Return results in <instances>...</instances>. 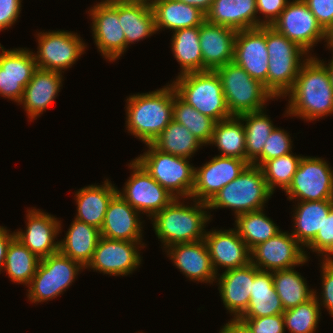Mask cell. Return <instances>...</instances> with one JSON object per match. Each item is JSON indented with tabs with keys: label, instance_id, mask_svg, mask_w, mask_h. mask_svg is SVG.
Returning a JSON list of instances; mask_svg holds the SVG:
<instances>
[{
	"label": "cell",
	"instance_id": "cell-29",
	"mask_svg": "<svg viewBox=\"0 0 333 333\" xmlns=\"http://www.w3.org/2000/svg\"><path fill=\"white\" fill-rule=\"evenodd\" d=\"M332 207L333 199L297 201L291 234L304 248L316 237Z\"/></svg>",
	"mask_w": 333,
	"mask_h": 333
},
{
	"label": "cell",
	"instance_id": "cell-22",
	"mask_svg": "<svg viewBox=\"0 0 333 333\" xmlns=\"http://www.w3.org/2000/svg\"><path fill=\"white\" fill-rule=\"evenodd\" d=\"M163 250L190 281L210 284L216 281L217 274L204 240L175 244Z\"/></svg>",
	"mask_w": 333,
	"mask_h": 333
},
{
	"label": "cell",
	"instance_id": "cell-50",
	"mask_svg": "<svg viewBox=\"0 0 333 333\" xmlns=\"http://www.w3.org/2000/svg\"><path fill=\"white\" fill-rule=\"evenodd\" d=\"M22 0H0V31L11 28L21 13Z\"/></svg>",
	"mask_w": 333,
	"mask_h": 333
},
{
	"label": "cell",
	"instance_id": "cell-18",
	"mask_svg": "<svg viewBox=\"0 0 333 333\" xmlns=\"http://www.w3.org/2000/svg\"><path fill=\"white\" fill-rule=\"evenodd\" d=\"M249 165L246 160L215 155L200 167H195L191 198L208 203L224 186L235 180Z\"/></svg>",
	"mask_w": 333,
	"mask_h": 333
},
{
	"label": "cell",
	"instance_id": "cell-11",
	"mask_svg": "<svg viewBox=\"0 0 333 333\" xmlns=\"http://www.w3.org/2000/svg\"><path fill=\"white\" fill-rule=\"evenodd\" d=\"M285 193L293 202L333 199V167L324 158L303 155Z\"/></svg>",
	"mask_w": 333,
	"mask_h": 333
},
{
	"label": "cell",
	"instance_id": "cell-30",
	"mask_svg": "<svg viewBox=\"0 0 333 333\" xmlns=\"http://www.w3.org/2000/svg\"><path fill=\"white\" fill-rule=\"evenodd\" d=\"M151 7L157 32L165 28L173 32L200 26L206 20V14L200 9L175 0H157Z\"/></svg>",
	"mask_w": 333,
	"mask_h": 333
},
{
	"label": "cell",
	"instance_id": "cell-53",
	"mask_svg": "<svg viewBox=\"0 0 333 333\" xmlns=\"http://www.w3.org/2000/svg\"><path fill=\"white\" fill-rule=\"evenodd\" d=\"M175 1L183 2L187 5L196 7L206 14L211 8V5L213 4L214 0H175Z\"/></svg>",
	"mask_w": 333,
	"mask_h": 333
},
{
	"label": "cell",
	"instance_id": "cell-23",
	"mask_svg": "<svg viewBox=\"0 0 333 333\" xmlns=\"http://www.w3.org/2000/svg\"><path fill=\"white\" fill-rule=\"evenodd\" d=\"M140 213L126 202L117 192L110 200L101 236L111 240L142 242L143 222Z\"/></svg>",
	"mask_w": 333,
	"mask_h": 333
},
{
	"label": "cell",
	"instance_id": "cell-8",
	"mask_svg": "<svg viewBox=\"0 0 333 333\" xmlns=\"http://www.w3.org/2000/svg\"><path fill=\"white\" fill-rule=\"evenodd\" d=\"M214 71L220 78L226 103L232 116L265 110L266 103L275 99L264 84L253 79L234 62L227 63Z\"/></svg>",
	"mask_w": 333,
	"mask_h": 333
},
{
	"label": "cell",
	"instance_id": "cell-3",
	"mask_svg": "<svg viewBox=\"0 0 333 333\" xmlns=\"http://www.w3.org/2000/svg\"><path fill=\"white\" fill-rule=\"evenodd\" d=\"M184 200L175 198L151 218L155 234L164 249L175 244L204 240L205 227L212 217L208 205L195 199H191L192 205H187Z\"/></svg>",
	"mask_w": 333,
	"mask_h": 333
},
{
	"label": "cell",
	"instance_id": "cell-28",
	"mask_svg": "<svg viewBox=\"0 0 333 333\" xmlns=\"http://www.w3.org/2000/svg\"><path fill=\"white\" fill-rule=\"evenodd\" d=\"M111 182L108 178L102 185L92 184L78 189L74 194L77 206L74 219L101 229L108 204L118 191Z\"/></svg>",
	"mask_w": 333,
	"mask_h": 333
},
{
	"label": "cell",
	"instance_id": "cell-31",
	"mask_svg": "<svg viewBox=\"0 0 333 333\" xmlns=\"http://www.w3.org/2000/svg\"><path fill=\"white\" fill-rule=\"evenodd\" d=\"M100 237V229L74 219L64 239L59 241V252L86 267Z\"/></svg>",
	"mask_w": 333,
	"mask_h": 333
},
{
	"label": "cell",
	"instance_id": "cell-36",
	"mask_svg": "<svg viewBox=\"0 0 333 333\" xmlns=\"http://www.w3.org/2000/svg\"><path fill=\"white\" fill-rule=\"evenodd\" d=\"M272 275L275 291L284 310L303 304L314 296L315 289H310L306 278L294 268L273 271Z\"/></svg>",
	"mask_w": 333,
	"mask_h": 333
},
{
	"label": "cell",
	"instance_id": "cell-24",
	"mask_svg": "<svg viewBox=\"0 0 333 333\" xmlns=\"http://www.w3.org/2000/svg\"><path fill=\"white\" fill-rule=\"evenodd\" d=\"M236 30L204 21L199 26V42L203 57V71L233 62Z\"/></svg>",
	"mask_w": 333,
	"mask_h": 333
},
{
	"label": "cell",
	"instance_id": "cell-33",
	"mask_svg": "<svg viewBox=\"0 0 333 333\" xmlns=\"http://www.w3.org/2000/svg\"><path fill=\"white\" fill-rule=\"evenodd\" d=\"M119 23L126 37V49L157 33L152 7L144 3L119 2Z\"/></svg>",
	"mask_w": 333,
	"mask_h": 333
},
{
	"label": "cell",
	"instance_id": "cell-9",
	"mask_svg": "<svg viewBox=\"0 0 333 333\" xmlns=\"http://www.w3.org/2000/svg\"><path fill=\"white\" fill-rule=\"evenodd\" d=\"M85 267L60 252L40 259L36 273L30 281L27 298L38 304L61 295L72 285Z\"/></svg>",
	"mask_w": 333,
	"mask_h": 333
},
{
	"label": "cell",
	"instance_id": "cell-40",
	"mask_svg": "<svg viewBox=\"0 0 333 333\" xmlns=\"http://www.w3.org/2000/svg\"><path fill=\"white\" fill-rule=\"evenodd\" d=\"M238 117L245 129L246 161L252 164L262 154L264 144L275 125L266 110L244 113Z\"/></svg>",
	"mask_w": 333,
	"mask_h": 333
},
{
	"label": "cell",
	"instance_id": "cell-16",
	"mask_svg": "<svg viewBox=\"0 0 333 333\" xmlns=\"http://www.w3.org/2000/svg\"><path fill=\"white\" fill-rule=\"evenodd\" d=\"M144 245L143 242L111 240L101 236L85 269L109 276L132 274L142 264L139 248H144Z\"/></svg>",
	"mask_w": 333,
	"mask_h": 333
},
{
	"label": "cell",
	"instance_id": "cell-48",
	"mask_svg": "<svg viewBox=\"0 0 333 333\" xmlns=\"http://www.w3.org/2000/svg\"><path fill=\"white\" fill-rule=\"evenodd\" d=\"M318 24L329 35L333 30V0H303Z\"/></svg>",
	"mask_w": 333,
	"mask_h": 333
},
{
	"label": "cell",
	"instance_id": "cell-44",
	"mask_svg": "<svg viewBox=\"0 0 333 333\" xmlns=\"http://www.w3.org/2000/svg\"><path fill=\"white\" fill-rule=\"evenodd\" d=\"M291 140L289 132L275 126L264 144L262 154L252 164L261 167L270 159L290 154L293 147Z\"/></svg>",
	"mask_w": 333,
	"mask_h": 333
},
{
	"label": "cell",
	"instance_id": "cell-54",
	"mask_svg": "<svg viewBox=\"0 0 333 333\" xmlns=\"http://www.w3.org/2000/svg\"><path fill=\"white\" fill-rule=\"evenodd\" d=\"M320 61L326 66L327 71H328L329 76H330L331 85L333 87V54H332V59L328 63H325V61H323V59L320 60Z\"/></svg>",
	"mask_w": 333,
	"mask_h": 333
},
{
	"label": "cell",
	"instance_id": "cell-10",
	"mask_svg": "<svg viewBox=\"0 0 333 333\" xmlns=\"http://www.w3.org/2000/svg\"><path fill=\"white\" fill-rule=\"evenodd\" d=\"M35 37L38 41V51L33 54L37 67L43 70L64 73L80 59L85 48L87 49L80 35L67 30L42 31Z\"/></svg>",
	"mask_w": 333,
	"mask_h": 333
},
{
	"label": "cell",
	"instance_id": "cell-39",
	"mask_svg": "<svg viewBox=\"0 0 333 333\" xmlns=\"http://www.w3.org/2000/svg\"><path fill=\"white\" fill-rule=\"evenodd\" d=\"M39 262L40 259L14 237L7 248L3 270L12 282L28 286Z\"/></svg>",
	"mask_w": 333,
	"mask_h": 333
},
{
	"label": "cell",
	"instance_id": "cell-32",
	"mask_svg": "<svg viewBox=\"0 0 333 333\" xmlns=\"http://www.w3.org/2000/svg\"><path fill=\"white\" fill-rule=\"evenodd\" d=\"M284 308L273 283L272 272L255 266V277L247 310L240 317H265L283 314Z\"/></svg>",
	"mask_w": 333,
	"mask_h": 333
},
{
	"label": "cell",
	"instance_id": "cell-42",
	"mask_svg": "<svg viewBox=\"0 0 333 333\" xmlns=\"http://www.w3.org/2000/svg\"><path fill=\"white\" fill-rule=\"evenodd\" d=\"M301 158V155L291 152L285 156L270 159L260 167L272 193H275L276 187H280L282 191L288 189Z\"/></svg>",
	"mask_w": 333,
	"mask_h": 333
},
{
	"label": "cell",
	"instance_id": "cell-35",
	"mask_svg": "<svg viewBox=\"0 0 333 333\" xmlns=\"http://www.w3.org/2000/svg\"><path fill=\"white\" fill-rule=\"evenodd\" d=\"M208 145L217 146L222 157L246 160L245 129L238 116L216 122Z\"/></svg>",
	"mask_w": 333,
	"mask_h": 333
},
{
	"label": "cell",
	"instance_id": "cell-21",
	"mask_svg": "<svg viewBox=\"0 0 333 333\" xmlns=\"http://www.w3.org/2000/svg\"><path fill=\"white\" fill-rule=\"evenodd\" d=\"M204 241L216 274L220 267L225 268V272L251 263V250L235 228L229 230L212 228V230L206 231Z\"/></svg>",
	"mask_w": 333,
	"mask_h": 333
},
{
	"label": "cell",
	"instance_id": "cell-15",
	"mask_svg": "<svg viewBox=\"0 0 333 333\" xmlns=\"http://www.w3.org/2000/svg\"><path fill=\"white\" fill-rule=\"evenodd\" d=\"M308 259L305 248L286 231H280L251 250V263L261 271L273 272L303 266Z\"/></svg>",
	"mask_w": 333,
	"mask_h": 333
},
{
	"label": "cell",
	"instance_id": "cell-37",
	"mask_svg": "<svg viewBox=\"0 0 333 333\" xmlns=\"http://www.w3.org/2000/svg\"><path fill=\"white\" fill-rule=\"evenodd\" d=\"M152 144L162 152L188 159L204 146L184 125L174 119Z\"/></svg>",
	"mask_w": 333,
	"mask_h": 333
},
{
	"label": "cell",
	"instance_id": "cell-27",
	"mask_svg": "<svg viewBox=\"0 0 333 333\" xmlns=\"http://www.w3.org/2000/svg\"><path fill=\"white\" fill-rule=\"evenodd\" d=\"M257 0H214L206 13V21L232 28L236 31L259 28Z\"/></svg>",
	"mask_w": 333,
	"mask_h": 333
},
{
	"label": "cell",
	"instance_id": "cell-34",
	"mask_svg": "<svg viewBox=\"0 0 333 333\" xmlns=\"http://www.w3.org/2000/svg\"><path fill=\"white\" fill-rule=\"evenodd\" d=\"M199 39V26L173 32L171 49L181 68L178 76L203 71V57Z\"/></svg>",
	"mask_w": 333,
	"mask_h": 333
},
{
	"label": "cell",
	"instance_id": "cell-5",
	"mask_svg": "<svg viewBox=\"0 0 333 333\" xmlns=\"http://www.w3.org/2000/svg\"><path fill=\"white\" fill-rule=\"evenodd\" d=\"M272 195L262 169L249 164L235 180L216 193L207 205L209 211L231 208L236 218L247 212L265 209V203Z\"/></svg>",
	"mask_w": 333,
	"mask_h": 333
},
{
	"label": "cell",
	"instance_id": "cell-14",
	"mask_svg": "<svg viewBox=\"0 0 333 333\" xmlns=\"http://www.w3.org/2000/svg\"><path fill=\"white\" fill-rule=\"evenodd\" d=\"M279 33L311 54L313 46L325 40L328 49V34L318 24L303 0L289 1L279 18L273 23Z\"/></svg>",
	"mask_w": 333,
	"mask_h": 333
},
{
	"label": "cell",
	"instance_id": "cell-7",
	"mask_svg": "<svg viewBox=\"0 0 333 333\" xmlns=\"http://www.w3.org/2000/svg\"><path fill=\"white\" fill-rule=\"evenodd\" d=\"M135 160L175 198H191L194 187L195 167L190 159L158 150L152 143Z\"/></svg>",
	"mask_w": 333,
	"mask_h": 333
},
{
	"label": "cell",
	"instance_id": "cell-43",
	"mask_svg": "<svg viewBox=\"0 0 333 333\" xmlns=\"http://www.w3.org/2000/svg\"><path fill=\"white\" fill-rule=\"evenodd\" d=\"M321 307L315 296L307 302L284 311L285 329L290 333H315L320 321Z\"/></svg>",
	"mask_w": 333,
	"mask_h": 333
},
{
	"label": "cell",
	"instance_id": "cell-25",
	"mask_svg": "<svg viewBox=\"0 0 333 333\" xmlns=\"http://www.w3.org/2000/svg\"><path fill=\"white\" fill-rule=\"evenodd\" d=\"M254 277L255 266L252 263L217 274L220 297L232 317L239 318L247 310Z\"/></svg>",
	"mask_w": 333,
	"mask_h": 333
},
{
	"label": "cell",
	"instance_id": "cell-20",
	"mask_svg": "<svg viewBox=\"0 0 333 333\" xmlns=\"http://www.w3.org/2000/svg\"><path fill=\"white\" fill-rule=\"evenodd\" d=\"M268 60L266 26L236 32L233 62L267 89Z\"/></svg>",
	"mask_w": 333,
	"mask_h": 333
},
{
	"label": "cell",
	"instance_id": "cell-52",
	"mask_svg": "<svg viewBox=\"0 0 333 333\" xmlns=\"http://www.w3.org/2000/svg\"><path fill=\"white\" fill-rule=\"evenodd\" d=\"M14 237L15 231L10 233L7 227L0 226V273L4 268L7 248Z\"/></svg>",
	"mask_w": 333,
	"mask_h": 333
},
{
	"label": "cell",
	"instance_id": "cell-1",
	"mask_svg": "<svg viewBox=\"0 0 333 333\" xmlns=\"http://www.w3.org/2000/svg\"><path fill=\"white\" fill-rule=\"evenodd\" d=\"M289 98L286 117L316 121L333 114V87L326 66L315 56L302 65Z\"/></svg>",
	"mask_w": 333,
	"mask_h": 333
},
{
	"label": "cell",
	"instance_id": "cell-26",
	"mask_svg": "<svg viewBox=\"0 0 333 333\" xmlns=\"http://www.w3.org/2000/svg\"><path fill=\"white\" fill-rule=\"evenodd\" d=\"M63 75L58 71L37 69L24 89L21 101L29 120H36L53 104L61 90Z\"/></svg>",
	"mask_w": 333,
	"mask_h": 333
},
{
	"label": "cell",
	"instance_id": "cell-38",
	"mask_svg": "<svg viewBox=\"0 0 333 333\" xmlns=\"http://www.w3.org/2000/svg\"><path fill=\"white\" fill-rule=\"evenodd\" d=\"M235 219L234 228L250 250L281 231L264 209L238 215Z\"/></svg>",
	"mask_w": 333,
	"mask_h": 333
},
{
	"label": "cell",
	"instance_id": "cell-45",
	"mask_svg": "<svg viewBox=\"0 0 333 333\" xmlns=\"http://www.w3.org/2000/svg\"><path fill=\"white\" fill-rule=\"evenodd\" d=\"M306 248L318 256L321 254L323 257L320 258L323 260H333V207L324 219L322 228Z\"/></svg>",
	"mask_w": 333,
	"mask_h": 333
},
{
	"label": "cell",
	"instance_id": "cell-47",
	"mask_svg": "<svg viewBox=\"0 0 333 333\" xmlns=\"http://www.w3.org/2000/svg\"><path fill=\"white\" fill-rule=\"evenodd\" d=\"M244 320L254 333H285L282 314L265 317H239Z\"/></svg>",
	"mask_w": 333,
	"mask_h": 333
},
{
	"label": "cell",
	"instance_id": "cell-13",
	"mask_svg": "<svg viewBox=\"0 0 333 333\" xmlns=\"http://www.w3.org/2000/svg\"><path fill=\"white\" fill-rule=\"evenodd\" d=\"M128 166L132 174L117 192L139 213L152 218L175 199L135 159Z\"/></svg>",
	"mask_w": 333,
	"mask_h": 333
},
{
	"label": "cell",
	"instance_id": "cell-4",
	"mask_svg": "<svg viewBox=\"0 0 333 333\" xmlns=\"http://www.w3.org/2000/svg\"><path fill=\"white\" fill-rule=\"evenodd\" d=\"M266 46L269 55L267 90L276 100L285 98L310 54L272 26H266Z\"/></svg>",
	"mask_w": 333,
	"mask_h": 333
},
{
	"label": "cell",
	"instance_id": "cell-49",
	"mask_svg": "<svg viewBox=\"0 0 333 333\" xmlns=\"http://www.w3.org/2000/svg\"><path fill=\"white\" fill-rule=\"evenodd\" d=\"M290 0H257V14H262V26H272Z\"/></svg>",
	"mask_w": 333,
	"mask_h": 333
},
{
	"label": "cell",
	"instance_id": "cell-46",
	"mask_svg": "<svg viewBox=\"0 0 333 333\" xmlns=\"http://www.w3.org/2000/svg\"><path fill=\"white\" fill-rule=\"evenodd\" d=\"M321 261L322 291L319 293L321 294L320 298L316 290L314 291V296L319 306L326 308L328 313L331 314V317H333V260L322 259Z\"/></svg>",
	"mask_w": 333,
	"mask_h": 333
},
{
	"label": "cell",
	"instance_id": "cell-2",
	"mask_svg": "<svg viewBox=\"0 0 333 333\" xmlns=\"http://www.w3.org/2000/svg\"><path fill=\"white\" fill-rule=\"evenodd\" d=\"M176 89L170 82L163 88L129 95L126 99V130L144 144L152 143L173 119Z\"/></svg>",
	"mask_w": 333,
	"mask_h": 333
},
{
	"label": "cell",
	"instance_id": "cell-55",
	"mask_svg": "<svg viewBox=\"0 0 333 333\" xmlns=\"http://www.w3.org/2000/svg\"><path fill=\"white\" fill-rule=\"evenodd\" d=\"M115 1L123 3H144L151 6L157 0H115Z\"/></svg>",
	"mask_w": 333,
	"mask_h": 333
},
{
	"label": "cell",
	"instance_id": "cell-41",
	"mask_svg": "<svg viewBox=\"0 0 333 333\" xmlns=\"http://www.w3.org/2000/svg\"><path fill=\"white\" fill-rule=\"evenodd\" d=\"M173 119L184 125L204 146L211 141L216 121L201 114L186 103L177 93L174 95Z\"/></svg>",
	"mask_w": 333,
	"mask_h": 333
},
{
	"label": "cell",
	"instance_id": "cell-56",
	"mask_svg": "<svg viewBox=\"0 0 333 333\" xmlns=\"http://www.w3.org/2000/svg\"><path fill=\"white\" fill-rule=\"evenodd\" d=\"M328 50H332L331 52H333V30L328 35Z\"/></svg>",
	"mask_w": 333,
	"mask_h": 333
},
{
	"label": "cell",
	"instance_id": "cell-12",
	"mask_svg": "<svg viewBox=\"0 0 333 333\" xmlns=\"http://www.w3.org/2000/svg\"><path fill=\"white\" fill-rule=\"evenodd\" d=\"M94 43L103 58L110 62L126 52V37L119 23V2L101 0L88 11Z\"/></svg>",
	"mask_w": 333,
	"mask_h": 333
},
{
	"label": "cell",
	"instance_id": "cell-51",
	"mask_svg": "<svg viewBox=\"0 0 333 333\" xmlns=\"http://www.w3.org/2000/svg\"><path fill=\"white\" fill-rule=\"evenodd\" d=\"M219 333H254L251 327L241 318H231V320L221 327Z\"/></svg>",
	"mask_w": 333,
	"mask_h": 333
},
{
	"label": "cell",
	"instance_id": "cell-19",
	"mask_svg": "<svg viewBox=\"0 0 333 333\" xmlns=\"http://www.w3.org/2000/svg\"><path fill=\"white\" fill-rule=\"evenodd\" d=\"M26 212V230L17 229L15 237L39 259L59 252V240H56L61 233L62 222L35 207Z\"/></svg>",
	"mask_w": 333,
	"mask_h": 333
},
{
	"label": "cell",
	"instance_id": "cell-6",
	"mask_svg": "<svg viewBox=\"0 0 333 333\" xmlns=\"http://www.w3.org/2000/svg\"><path fill=\"white\" fill-rule=\"evenodd\" d=\"M176 93L201 114L216 122L233 117L228 109L219 76L215 71L191 72L172 81Z\"/></svg>",
	"mask_w": 333,
	"mask_h": 333
},
{
	"label": "cell",
	"instance_id": "cell-17",
	"mask_svg": "<svg viewBox=\"0 0 333 333\" xmlns=\"http://www.w3.org/2000/svg\"><path fill=\"white\" fill-rule=\"evenodd\" d=\"M0 96L19 103L24 89L38 69L28 48L5 50L0 43Z\"/></svg>",
	"mask_w": 333,
	"mask_h": 333
}]
</instances>
